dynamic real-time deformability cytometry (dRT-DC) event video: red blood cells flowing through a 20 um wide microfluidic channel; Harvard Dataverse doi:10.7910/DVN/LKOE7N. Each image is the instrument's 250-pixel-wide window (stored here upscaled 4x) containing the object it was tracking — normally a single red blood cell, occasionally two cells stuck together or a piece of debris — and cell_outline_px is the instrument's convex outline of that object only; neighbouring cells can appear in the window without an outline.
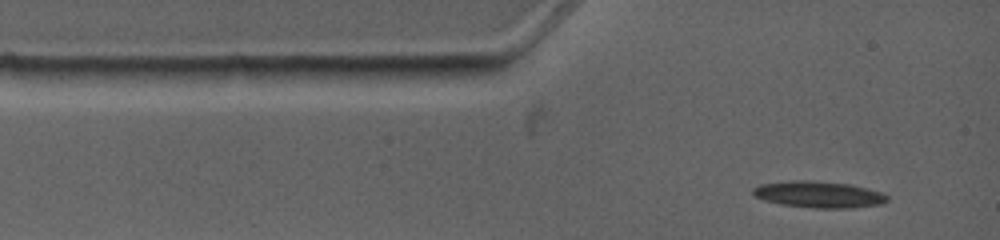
{"species": "common noctule bat (a hibernating species)", "species_latin": "Nyctalus noctula", "temperature_condition": "warm", "stored_images_in_passage": 2, "camera_frame_rate_fps": 4500, "um_per_image_px": 0.085, "animal": {"sex": "female", "body_mass_g": 19.0, "forearm_length_mm": 53.3}, "frame": {"image": 1, "passage_image": 1, "time_ms": 0.0, "image_size_px": [1000, 240], "cell_outline_px": [[888, 200], [880, 204], [852, 208], [812, 208], [780, 204], [764, 200], [756, 196], [752, 192], [752, 188], [760, 184], [800, 180], [848, 184], [880, 192], [888, 196]], "centroid_in_image_um": [69.57, 16.54], "position_along_channel_um": 15.4, "area_um2": 20.35}}